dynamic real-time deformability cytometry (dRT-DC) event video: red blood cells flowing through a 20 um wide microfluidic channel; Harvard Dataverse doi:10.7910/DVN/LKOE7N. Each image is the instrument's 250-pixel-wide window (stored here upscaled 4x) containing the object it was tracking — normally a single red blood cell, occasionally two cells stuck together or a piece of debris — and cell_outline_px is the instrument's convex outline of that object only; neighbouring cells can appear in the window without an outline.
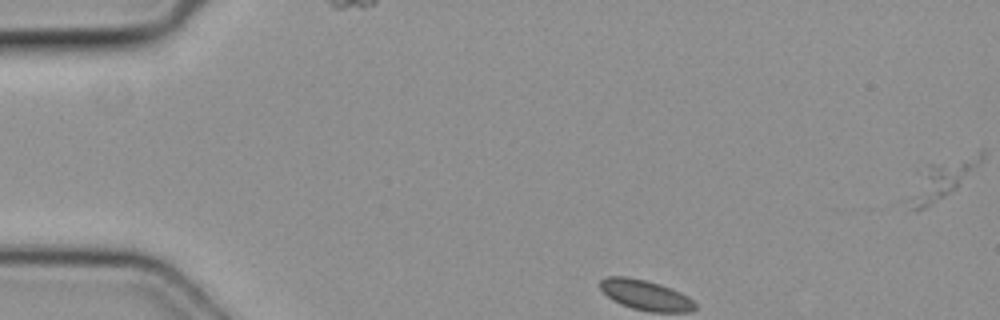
{"species": "common noctule bat (a hibernating species)", "species_latin": "Nyctalus noctula", "temperature_condition": "cold", "stored_images_in_passage": 3, "camera_frame_rate_fps": 3000, "um_per_image_px": 0.085, "animal": {"sex": "female", "body_mass_g": 19.3, "forearm_length_mm": 54.1}, "frame": {"image": 1, "passage_image": 1, "time_ms": 0.0, "image_size_px": [1000, 320], "cell_outline_px": [[984, 156], [956, 188], [924, 208], [912, 208], [912, 196], [928, 164], [980, 148], [984, 152]], "centroid_in_image_um": [80.27, 15.07], "position_along_channel_um": 4.7, "area_um2": 14.85}}
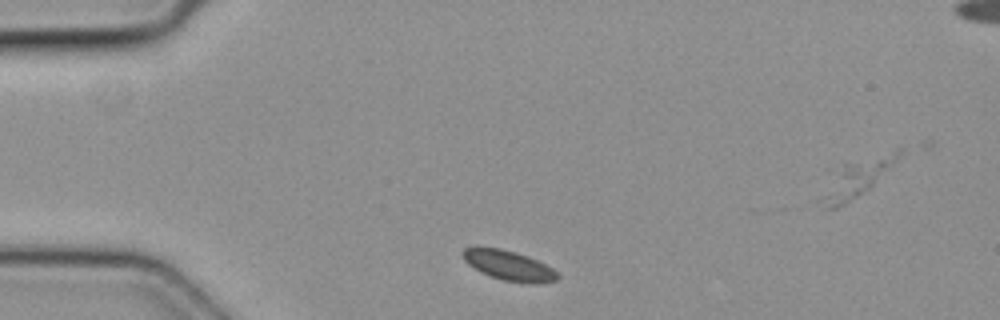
{"frame": {"image": 2, "passage_image": 2, "time_ms": 0.333, "image_size_px": [1000, 320], "cell_outline_px": [[560, 276], [556, 280], [536, 284], [532, 284], [504, 280], [480, 272], [468, 264], [464, 260], [460, 252], [464, 248], [476, 244], [500, 248], [516, 252], [528, 256], [552, 268]], "centroid_in_image_um": [43.17, 22.52], "position_along_channel_um": 41.8, "area_um2": 16.82}}